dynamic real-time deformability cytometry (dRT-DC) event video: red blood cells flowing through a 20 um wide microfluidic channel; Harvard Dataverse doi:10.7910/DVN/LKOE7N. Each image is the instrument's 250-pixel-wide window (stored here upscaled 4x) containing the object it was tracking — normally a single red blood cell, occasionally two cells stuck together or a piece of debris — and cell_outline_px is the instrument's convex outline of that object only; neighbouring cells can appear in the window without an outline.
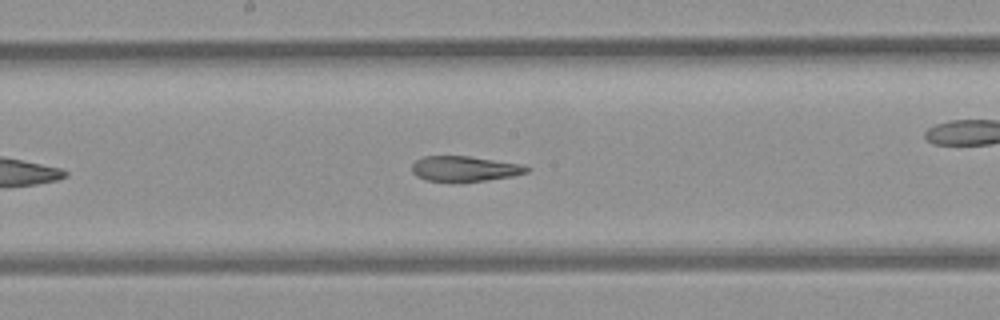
{"species": "common noctule bat (a hibernating species)", "species_latin": "Nyctalus noctula", "temperature_condition": "room temperature", "stored_images_in_passage": 35, "camera_frame_rate_fps": 3000, "um_per_image_px": 0.085, "animal": {"sex": "female", "body_mass_g": 21.9}, "frame": {"image": 1, "passage_image": 16, "time_ms": 5.0, "image_size_px": [1000, 320], "cell_outline_px": [[532, 168], [528, 172], [512, 176], [460, 184], [452, 184], [424, 180], [416, 176], [412, 172], [412, 164], [416, 160], [424, 156], [468, 156], [520, 164]], "centroid_in_image_um": [39.44, 14.38], "position_along_channel_um": 208.8, "area_um2": 17.51}, "authors_computed_cell_mechanics": {"area_um2": 18.5538, "velocity_mm_per_s": 3.8551, "shape_relaxation_time_tau1_ms": null, "shape_relaxation_time_tau2_ms": 3.3238, "deformation_change_tau1": null, "deformation_change_tau2": 0.1183}}